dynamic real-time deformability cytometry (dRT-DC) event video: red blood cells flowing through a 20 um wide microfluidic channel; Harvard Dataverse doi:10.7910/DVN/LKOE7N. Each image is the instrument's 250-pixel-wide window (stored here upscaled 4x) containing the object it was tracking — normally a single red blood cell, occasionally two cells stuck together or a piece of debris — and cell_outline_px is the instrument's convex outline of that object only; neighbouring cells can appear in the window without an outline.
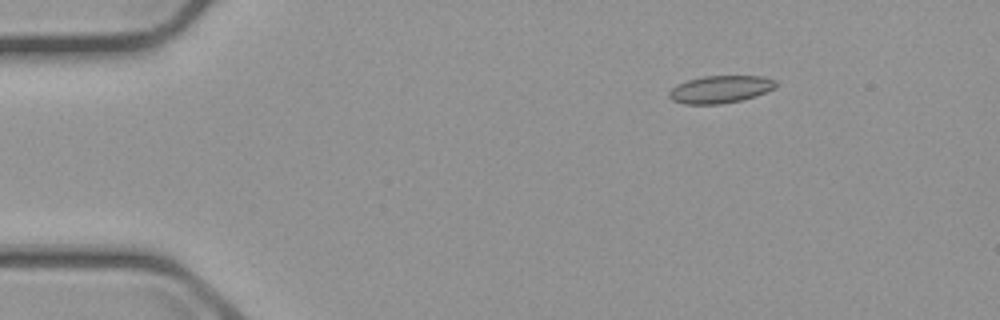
{"species": "common noctule bat (a hibernating species)", "species_latin": "Nyctalus noctula", "temperature_condition": "cold", "stored_images_in_passage": 5, "camera_frame_rate_fps": 3000, "um_per_image_px": 0.085, "animal": {"sex": "male", "body_mass_g": 23.1, "forearm_length_mm": 52.7}, "frame": {"image": 1, "passage_image": 2, "time_ms": 1.333, "image_size_px": [1000, 320], "cell_outline_px": [[776, 88], [756, 96], [740, 100], [720, 104], [684, 104], [672, 100], [668, 96], [668, 92], [676, 84], [688, 80], [704, 76], [764, 76], [776, 80]], "centroid_in_image_um": [61.23, 7.59], "position_along_channel_um": 23.8, "area_um2": 17.17}}